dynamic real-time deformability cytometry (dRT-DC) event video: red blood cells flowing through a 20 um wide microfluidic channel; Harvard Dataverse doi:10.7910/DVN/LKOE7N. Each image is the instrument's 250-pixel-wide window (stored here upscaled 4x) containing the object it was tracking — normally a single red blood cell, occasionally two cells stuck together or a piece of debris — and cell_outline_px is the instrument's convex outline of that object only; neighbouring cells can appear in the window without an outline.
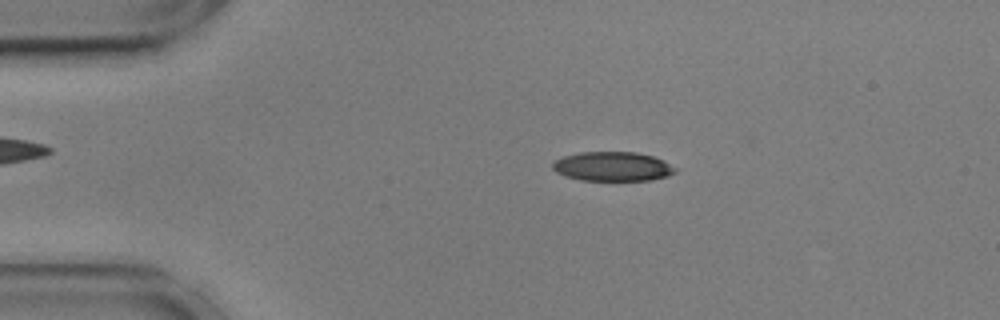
{"species": "common noctule bat (a hibernating species)", "species_latin": "Nyctalus noctula", "temperature_condition": "cold", "stored_images_in_passage": 51, "camera_frame_rate_fps": 3000, "um_per_image_px": 0.085, "animal": {"sex": "male", "body_mass_g": 17.9, "forearm_length_mm": 54.2}, "frame": {"image": 1, "passage_image": 6, "time_ms": 1.667, "image_size_px": [1000, 320], "cell_outline_px": [[676, 172], [668, 176], [648, 180], [580, 180], [564, 176], [556, 172], [552, 168], [552, 160], [564, 156], [580, 152], [636, 152], [652, 156], [664, 160], [676, 168]], "centroid_in_image_um": [52.04, 14.14], "position_along_channel_um": 33.0, "area_um2": 21.04}}
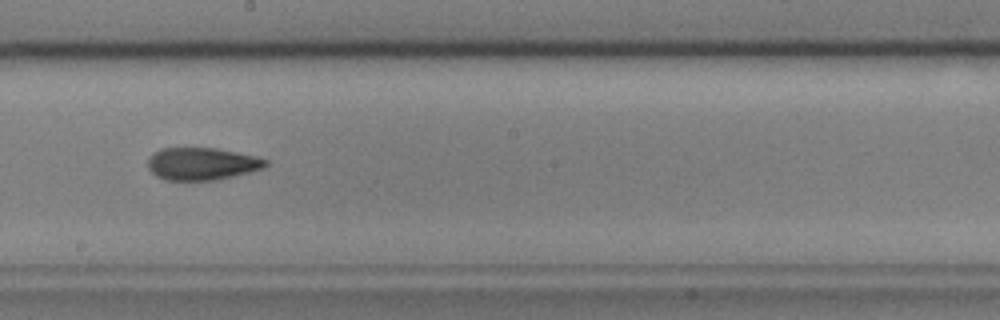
{"frame": {"image": 2, "passage_image": 26, "time_ms": 8.333, "image_size_px": [1000, 320], "cell_outline_px": [[268, 164], [264, 168], [216, 180], [164, 180], [156, 176], [148, 168], [148, 156], [152, 152], [160, 148], [216, 148], [256, 156], [268, 160]], "centroid_in_image_um": [17.13, 13.91], "position_along_channel_um": 231.1, "area_um2": 22.37}}
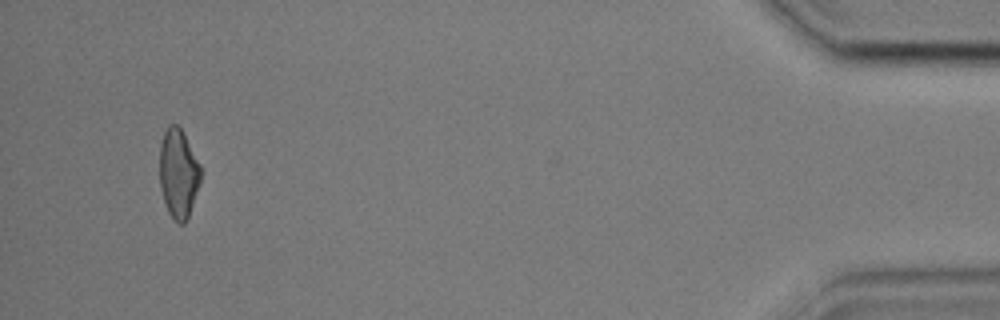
{"frame": {"image": 3, "passage_image": 48, "time_ms": 15.667, "image_size_px": [1000, 320], "cell_outline_px": [[200, 184], [188, 216], [184, 224], [180, 224], [172, 220], [168, 212], [160, 188], [160, 144], [164, 132], [168, 124], [176, 124], [180, 128], [200, 164]], "centroid_in_image_um": [15.15, 14.76], "position_along_channel_um": 420.1, "area_um2": 21.21}, "authors_computed_cell_mechanics": {"area_um2": 21.964, "velocity_mm_per_s": 3.5908, "shape_relaxation_time_tau1_ms": 7.4675, "shape_relaxation_time_tau2_ms": 3.0431, "deformation_change_tau1": 0.1916, "deformation_change_tau2": 0.1045}}